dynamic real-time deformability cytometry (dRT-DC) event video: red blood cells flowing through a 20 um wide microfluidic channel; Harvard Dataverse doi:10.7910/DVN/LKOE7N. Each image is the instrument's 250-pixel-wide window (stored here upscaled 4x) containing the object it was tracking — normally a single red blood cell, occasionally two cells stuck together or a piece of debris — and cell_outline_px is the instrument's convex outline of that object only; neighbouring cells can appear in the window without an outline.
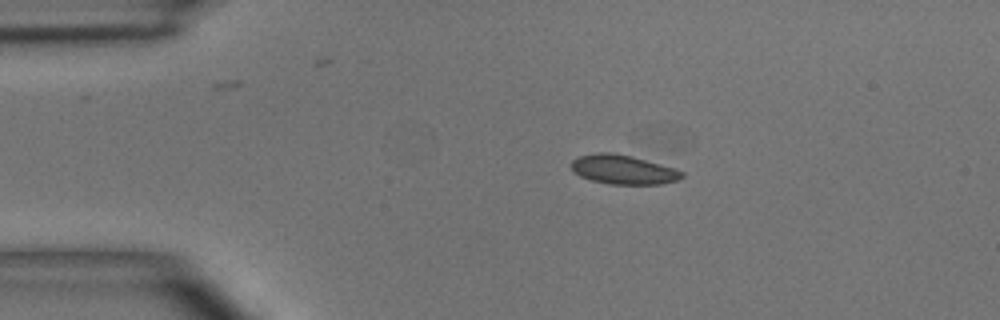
{"species": "common noctule bat (a hibernating species)", "species_latin": "Nyctalus noctula", "temperature_condition": "room temperature", "stored_images_in_passage": 5, "camera_frame_rate_fps": 3000, "um_per_image_px": 0.085, "animal": {"sex": "male", "body_mass_g": 15.6}, "frame": {"image": 1, "passage_image": 1, "time_ms": 0.0, "image_size_px": [1000, 320], "cell_outline_px": [[684, 176], [680, 180], [660, 184], [612, 184], [592, 180], [580, 176], [572, 172], [568, 164], [572, 160], [580, 156], [596, 152], [612, 152], [632, 156], [676, 168], [684, 172]], "centroid_in_image_um": [52.96, 14.41], "position_along_channel_um": 32.0, "area_um2": 19.13}}
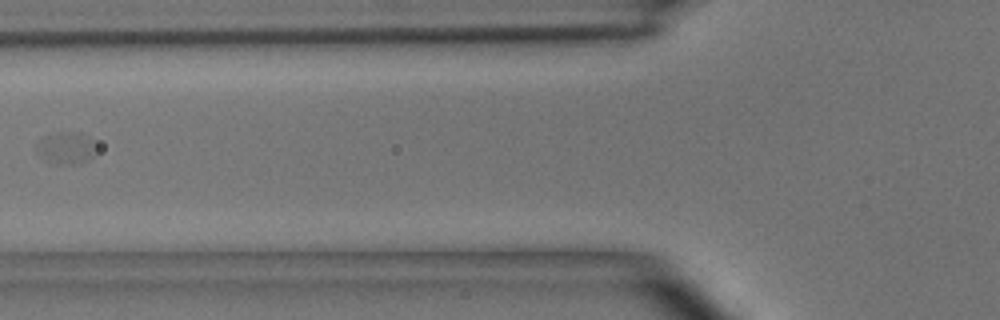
{"frame": {"image": 2, "passage_image": 4, "time_ms": 3.667, "image_size_px": [1000, 320], "cell_outline_px": [[96, 152], [88, 160], [76, 164], [56, 164], [40, 152], [36, 148], [36, 144], [44, 136], [60, 132], [64, 132], [80, 136], [88, 140], [96, 148]], "centroid_in_image_um": [5.61, 12.61], "position_along_channel_um": 120.2, "area_um2": 10.17}}